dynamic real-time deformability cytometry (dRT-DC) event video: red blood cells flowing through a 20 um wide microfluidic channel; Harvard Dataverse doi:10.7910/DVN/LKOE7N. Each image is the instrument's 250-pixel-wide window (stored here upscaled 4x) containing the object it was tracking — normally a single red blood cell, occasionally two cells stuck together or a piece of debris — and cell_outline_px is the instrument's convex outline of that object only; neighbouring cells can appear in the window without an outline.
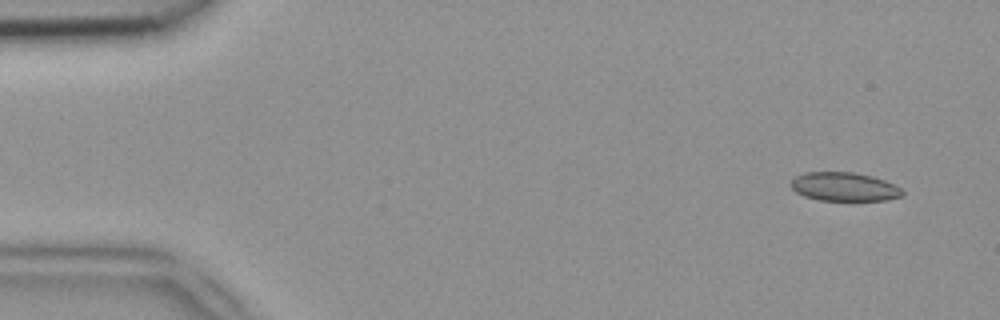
{"species": "common noctule bat (a hibernating species)", "species_latin": "Nyctalus noctula", "temperature_condition": "room temperature", "stored_images_in_passage": 47, "camera_frame_rate_fps": 3000, "um_per_image_px": 0.085, "animal": {"sex": "female", "body_mass_g": 18.4}, "frame": {"image": 1, "passage_image": 1, "time_ms": 0.0, "image_size_px": [1000, 320], "cell_outline_px": [[904, 196], [884, 200], [820, 200], [804, 196], [796, 192], [788, 184], [796, 176], [804, 172], [852, 172], [872, 176], [884, 180], [900, 188], [904, 192]], "centroid_in_image_um": [71.73, 15.87], "position_along_channel_um": 13.3, "area_um2": 18.61}}
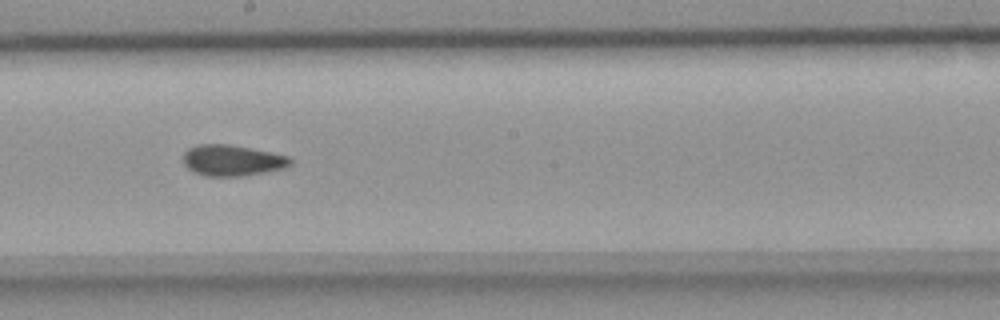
{"frame": {"image": 2, "passage_image": 25, "time_ms": 8.0, "image_size_px": [1000, 320], "cell_outline_px": [[292, 164], [284, 168], [264, 172], [240, 176], [204, 176], [188, 168], [184, 164], [184, 152], [188, 148], [196, 144], [228, 144], [272, 152], [288, 156], [292, 160]], "centroid_in_image_um": [19.74, 13.62], "position_along_channel_um": 228.5, "area_um2": 19.31}}
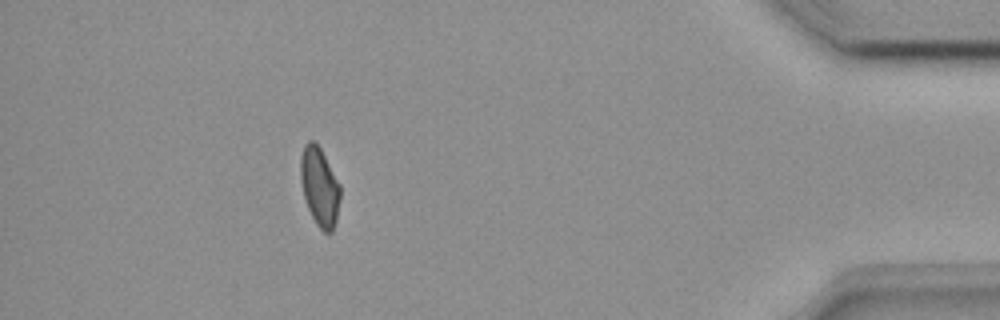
{"frame": {"image": 3, "passage_image": 42, "time_ms": 13.667, "image_size_px": [1000, 320], "cell_outline_px": [[340, 200], [336, 220], [332, 232], [324, 232], [316, 224], [304, 200], [300, 180], [300, 156], [304, 144], [308, 140], [316, 140], [340, 184]], "centroid_in_image_um": [27.14, 15.83], "position_along_channel_um": 408.1, "area_um2": 18.44}}